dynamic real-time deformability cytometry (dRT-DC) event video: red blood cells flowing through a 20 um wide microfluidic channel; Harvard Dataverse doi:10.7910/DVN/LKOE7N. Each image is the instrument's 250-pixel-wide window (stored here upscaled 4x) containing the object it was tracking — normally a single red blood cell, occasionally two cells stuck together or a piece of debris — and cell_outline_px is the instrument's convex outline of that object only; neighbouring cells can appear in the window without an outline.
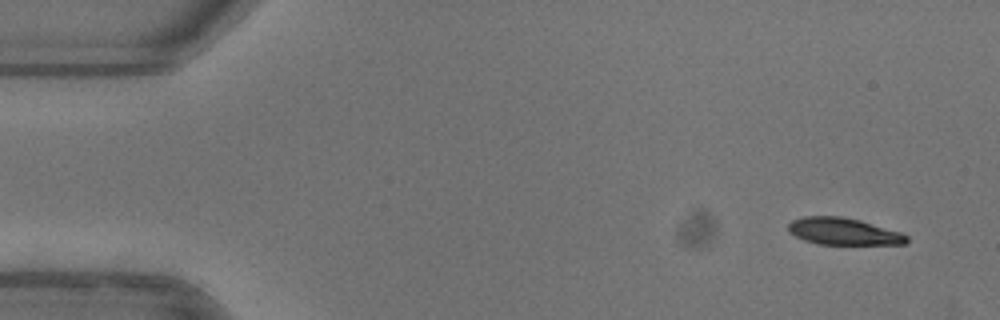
{"species": "common noctule bat (a hibernating species)", "species_latin": "Nyctalus noctula", "temperature_condition": "warm", "stored_images_in_passage": 49, "camera_frame_rate_fps": 3000, "um_per_image_px": 0.085, "animal": {"sex": "female"}, "frame": {"image": 1, "passage_image": 1, "time_ms": 0.0, "image_size_px": [1000, 320], "cell_outline_px": [[908, 244], [816, 244], [804, 240], [788, 232], [788, 224], [792, 220], [804, 216], [840, 216], [860, 220], [900, 232], [908, 236]], "centroid_in_image_um": [71.68, 19.67], "position_along_channel_um": 13.3, "area_um2": 18.61}}
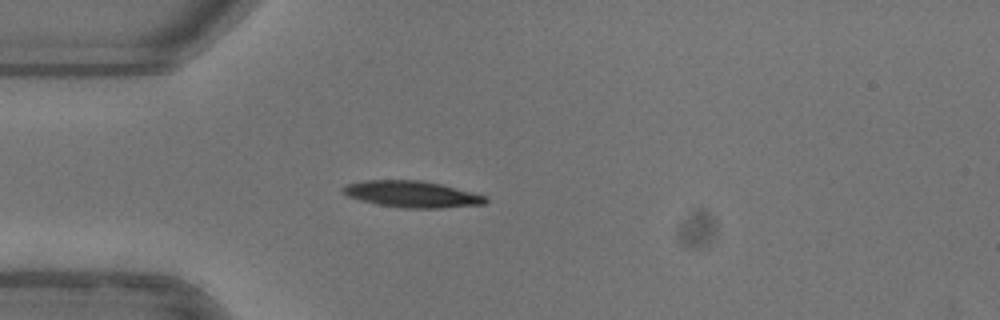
{"frame": {"image": 2, "passage_image": 12, "time_ms": 3.667, "image_size_px": [1000, 320], "cell_outline_px": [[488, 200], [484, 204], [440, 208], [400, 208], [376, 204], [360, 200], [348, 196], [340, 188], [348, 184], [368, 180], [420, 180], [440, 184], [488, 196]], "centroid_in_image_um": [35.03, 16.51], "position_along_channel_um": 50.0, "area_um2": 21.91}}
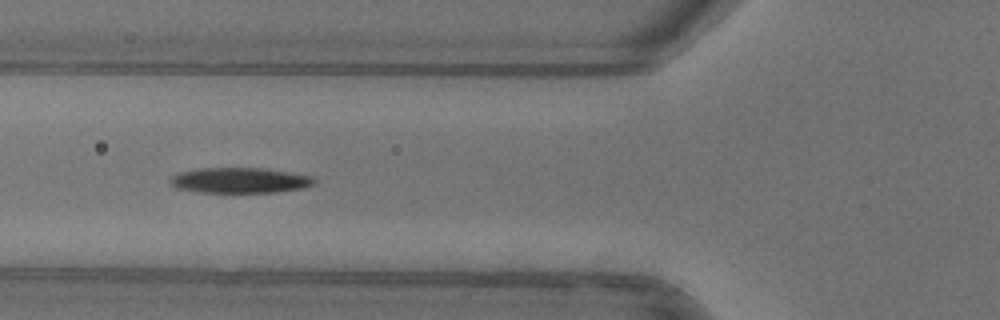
{"frame": {"image": 3, "passage_image": 17, "time_ms": 5.333, "image_size_px": [1000, 320], "cell_outline_px": [[316, 184], [304, 188], [276, 192], [196, 192], [176, 188], [168, 184], [168, 180], [176, 172], [200, 168], [264, 168], [312, 176], [316, 180]], "centroid_in_image_um": [20.34, 15.33], "position_along_channel_um": 105.5, "area_um2": 21.62}, "authors_computed_cell_mechanics": {"area_um2": 21.6172, "velocity_mm_per_s": 3.9734, "shape_relaxation_time_tau1_ms": 3.3104, "shape_relaxation_time_tau2_ms": null, "deformation_change_tau1": 0.1604, "deformation_change_tau2": null}}